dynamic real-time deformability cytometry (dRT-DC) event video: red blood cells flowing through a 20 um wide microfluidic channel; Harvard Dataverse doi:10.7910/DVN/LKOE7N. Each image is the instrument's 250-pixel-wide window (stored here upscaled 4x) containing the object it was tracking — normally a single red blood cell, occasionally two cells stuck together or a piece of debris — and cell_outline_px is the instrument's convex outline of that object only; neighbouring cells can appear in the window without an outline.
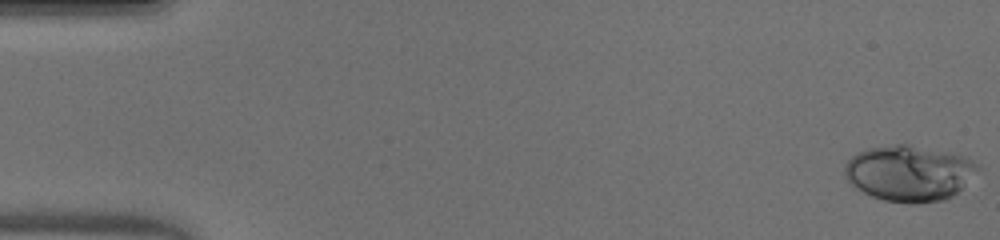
{"species": "human", "species_latin": "Homo sapiens", "temperature_condition": "warm", "stored_images_in_passage": 50, "camera_frame_rate_fps": 3000, "um_per_image_px": 0.085, "donor": {"sex": "male"}, "frame": {"image": 1, "passage_image": 1, "time_ms": 0.0, "image_size_px": [1000, 240], "cell_outline_px": [[980, 168], [952, 196], [944, 200], [916, 204], [908, 204], [884, 200], [872, 196], [856, 188], [844, 176], [844, 168], [848, 160], [852, 156], [868, 148], [896, 144], [904, 144], [968, 156], [980, 164]], "centroid_in_image_um": [77.28, 14.72], "position_along_channel_um": 7.7, "area_um2": 43.12}}
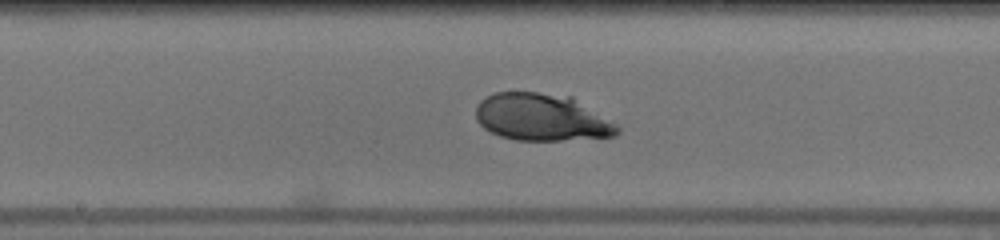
{"frame": {"image": 2, "passage_image": 27, "time_ms": 8.667, "image_size_px": [1000, 240], "cell_outline_px": [[620, 132], [616, 136], [560, 140], [516, 140], [500, 136], [484, 128], [476, 120], [476, 108], [480, 100], [496, 92], [536, 92], [572, 96], [616, 124], [620, 128]], "centroid_in_image_um": [46.05, 9.97], "position_along_channel_um": 202.2, "area_um2": 38.84}}
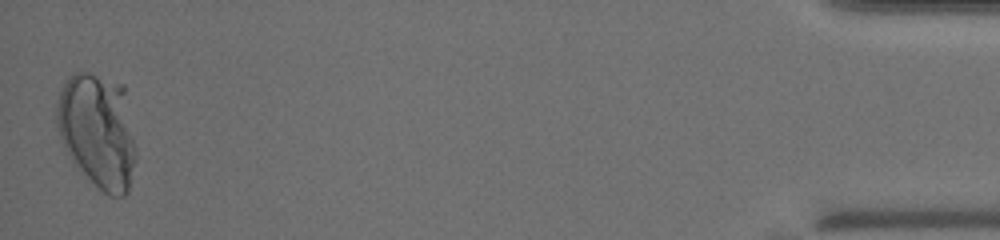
{"frame": {"image": 3, "passage_image": 50, "time_ms": 16.333, "image_size_px": [1000, 240], "cell_outline_px": [[136, 160], [128, 192], [124, 196], [108, 196], [76, 168], [56, 128], [56, 100], [68, 76], [72, 72], [92, 72], [124, 84], [136, 156]], "centroid_in_image_um": [8.29, 11.09], "position_along_channel_um": 426.9, "area_um2": 53.29}, "authors_computed_cell_mechanics": {"area_um2": 40.4889, "velocity_mm_per_s": 4.0973, "shape_relaxation_time_tau1_ms": 2.5327, "shape_relaxation_time_tau2_ms": 0.9074, "deformation_change_tau1": 0.1295, "deformation_change_tau2": 0.0346}}